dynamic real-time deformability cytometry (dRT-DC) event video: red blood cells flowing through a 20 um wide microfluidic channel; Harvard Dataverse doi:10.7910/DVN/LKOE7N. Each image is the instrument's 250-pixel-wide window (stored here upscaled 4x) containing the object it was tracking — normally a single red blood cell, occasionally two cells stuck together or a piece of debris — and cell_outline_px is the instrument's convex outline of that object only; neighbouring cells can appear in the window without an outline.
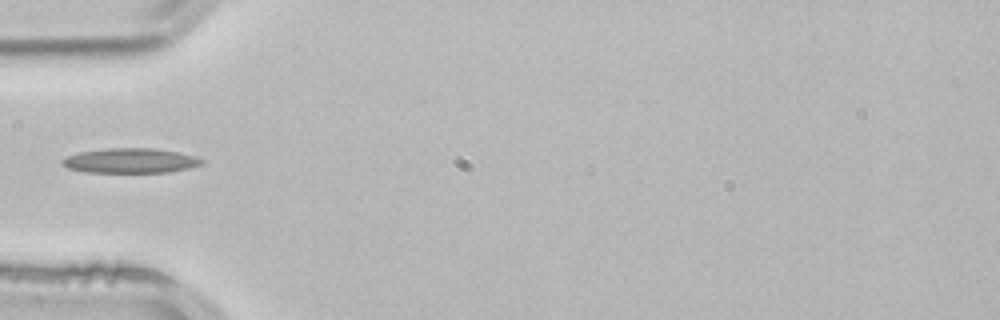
{"species": "common noctule bat (a hibernating species)", "species_latin": "Nyctalus noctula", "temperature_condition": "room temperature", "stored_images_in_passage": 2, "camera_frame_rate_fps": 3000, "um_per_image_px": 0.085, "animal": {"sex": "male", "body_mass_g": 21.5, "forearm_length_mm": 52.0}, "frame": {"image": 1, "passage_image": 2, "time_ms": 0.333, "image_size_px": [1000, 320], "cell_outline_px": [[204, 164], [188, 168], [168, 172], [84, 172], [68, 168], [60, 164], [60, 160], [68, 156], [80, 152], [104, 148], [152, 148], [176, 152], [196, 156], [204, 160]], "centroid_in_image_um": [11.07, 13.65], "position_along_channel_um": 73.9, "area_um2": 20.17}}